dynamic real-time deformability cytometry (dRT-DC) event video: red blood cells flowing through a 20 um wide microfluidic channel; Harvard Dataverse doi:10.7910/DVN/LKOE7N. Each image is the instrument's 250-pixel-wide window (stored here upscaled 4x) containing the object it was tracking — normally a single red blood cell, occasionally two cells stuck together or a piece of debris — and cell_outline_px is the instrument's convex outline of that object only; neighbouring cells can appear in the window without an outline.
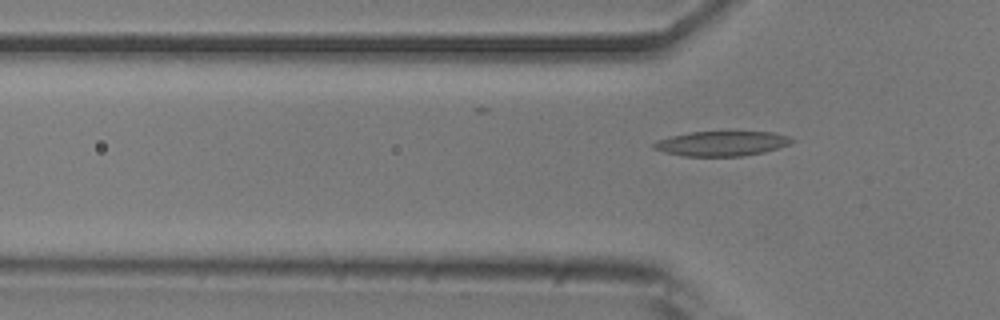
{"species": "common noctule bat (a hibernating species)", "species_latin": "Nyctalus noctula", "temperature_condition": "room temperature", "stored_images_in_passage": 2, "camera_frame_rate_fps": 3000, "um_per_image_px": 0.085, "animal": {"sex": "male", "body_mass_g": 20.5, "forearm_length_mm": 52.5}, "frame": {"image": 1, "passage_image": 2, "time_ms": 0.333, "image_size_px": [1000, 320], "cell_outline_px": [[796, 140], [788, 144], [764, 152], [740, 156], [684, 156], [664, 152], [652, 148], [652, 144], [656, 140], [688, 132], [772, 132], [788, 136]], "centroid_in_image_um": [61.3, 12.2], "position_along_channel_um": 64.5, "area_um2": 19.83}}